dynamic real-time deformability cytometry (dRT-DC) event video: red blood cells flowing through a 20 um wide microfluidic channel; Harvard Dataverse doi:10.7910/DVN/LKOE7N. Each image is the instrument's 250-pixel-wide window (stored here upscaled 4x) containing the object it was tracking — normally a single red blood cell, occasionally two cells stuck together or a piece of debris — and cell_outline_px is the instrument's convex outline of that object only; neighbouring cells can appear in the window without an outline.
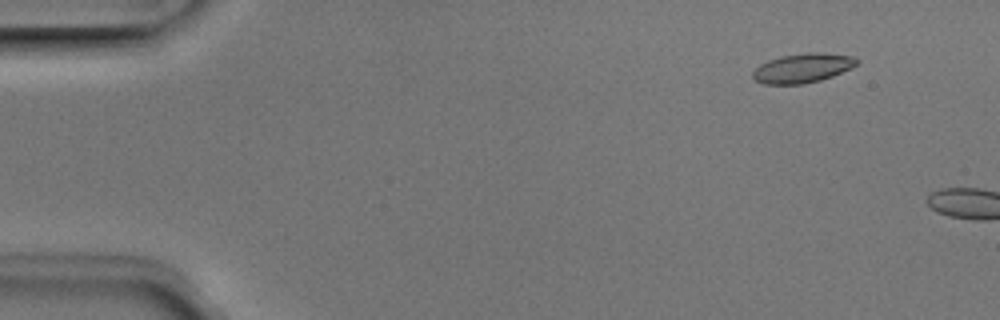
{"species": "Egyptian fruit bat (a non-hibernating species)", "species_latin": "Rousettus aegyptiacus", "temperature_condition": "room temperature", "stored_images_in_passage": 3, "camera_frame_rate_fps": 3000, "um_per_image_px": 0.085, "animal": {"sex": "male"}, "frame": {"image": 1, "passage_image": 2, "time_ms": 0.333, "image_size_px": [1000, 320], "cell_outline_px": [[860, 60], [852, 68], [832, 76], [820, 80], [804, 84], [764, 84], [756, 80], [752, 76], [752, 72], [760, 64], [768, 60], [780, 56], [808, 52], [820, 52], [852, 56]], "centroid_in_image_um": [68.22, 5.78], "position_along_channel_um": 16.8, "area_um2": 17.8}}